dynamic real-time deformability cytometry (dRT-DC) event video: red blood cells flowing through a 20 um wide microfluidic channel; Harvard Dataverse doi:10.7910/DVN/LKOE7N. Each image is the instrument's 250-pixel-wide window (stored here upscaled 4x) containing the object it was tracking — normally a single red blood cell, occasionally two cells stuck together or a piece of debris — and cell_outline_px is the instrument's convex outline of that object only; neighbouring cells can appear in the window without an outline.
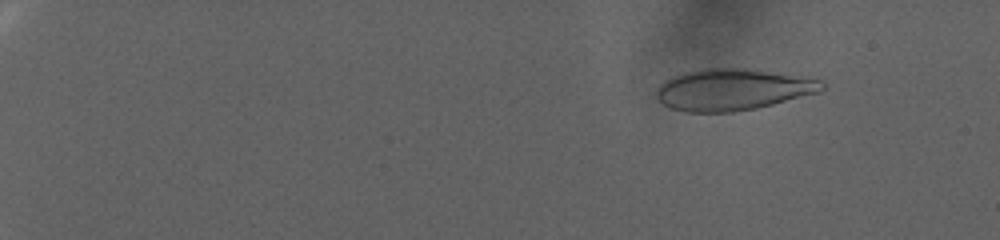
{"species": "human", "species_latin": "Homo sapiens", "temperature_condition": "warm", "stored_images_in_passage": 96, "camera_frame_rate_fps": 3000, "um_per_image_px": 0.085, "donor": {"sex": "female"}, "frame": {"image": 1, "passage_image": 14, "time_ms": 4.333, "image_size_px": [1000, 240], "cell_outline_px": [[824, 88], [820, 92], [756, 108], [732, 112], [688, 112], [672, 108], [664, 104], [656, 96], [656, 88], [664, 80], [672, 76], [684, 72], [704, 68], [744, 68], [820, 80], [824, 84]], "centroid_in_image_um": [62.22, 7.61], "position_along_channel_um": 22.8, "area_um2": 39.59}}
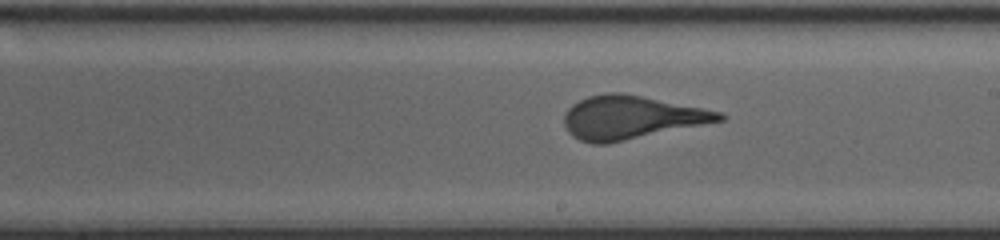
{"frame": {"image": 2, "passage_image": 63, "time_ms": 20.667, "image_size_px": [1000, 240], "cell_outline_px": [[728, 116], [724, 120], [608, 144], [592, 144], [580, 140], [572, 136], [568, 132], [564, 124], [564, 116], [568, 108], [572, 104], [588, 96], [608, 92], [620, 92], [720, 112]], "centroid_in_image_um": [53.6, 10.0], "position_along_channel_um": 235.4, "area_um2": 38.84}}
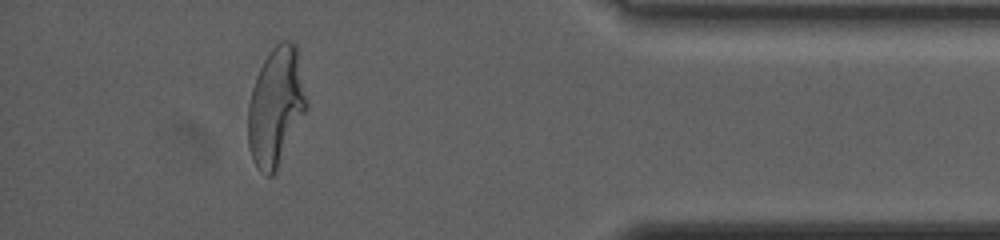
{"frame": {"image": 3, "passage_image": 89, "time_ms": 29.333, "image_size_px": [1000, 240], "cell_outline_px": [[308, 108], [272, 176], [264, 176], [252, 160], [248, 144], [248, 104], [252, 88], [256, 76], [264, 60], [272, 48], [276, 44], [284, 40], [288, 40], [296, 44], [308, 104]], "centroid_in_image_um": [23.44, 9.05], "position_along_channel_um": 411.8, "area_um2": 40.11}}